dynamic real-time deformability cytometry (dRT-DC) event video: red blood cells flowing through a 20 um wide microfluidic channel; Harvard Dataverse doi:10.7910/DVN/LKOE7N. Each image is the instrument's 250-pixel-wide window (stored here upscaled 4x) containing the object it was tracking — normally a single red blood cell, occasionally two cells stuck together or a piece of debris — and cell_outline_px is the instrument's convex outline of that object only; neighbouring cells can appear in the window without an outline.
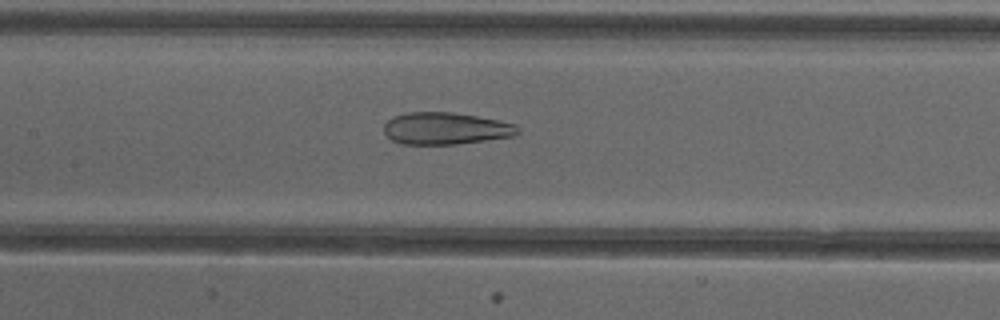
{"species": "common noctule bat (a hibernating species)", "species_latin": "Nyctalus noctula", "temperature_condition": "cold", "stored_images_in_passage": 50, "camera_frame_rate_fps": 3000, "um_per_image_px": 0.085, "animal": {"sex": "female"}, "frame": {"image": 1, "passage_image": 23, "time_ms": 7.333, "image_size_px": [1000, 320], "cell_outline_px": [[520, 132], [512, 136], [456, 144], [404, 144], [392, 140], [384, 132], [384, 124], [392, 116], [408, 112], [452, 112], [476, 116], [516, 124], [520, 128]], "centroid_in_image_um": [37.86, 10.91], "position_along_channel_um": 169.5, "area_um2": 24.85}}
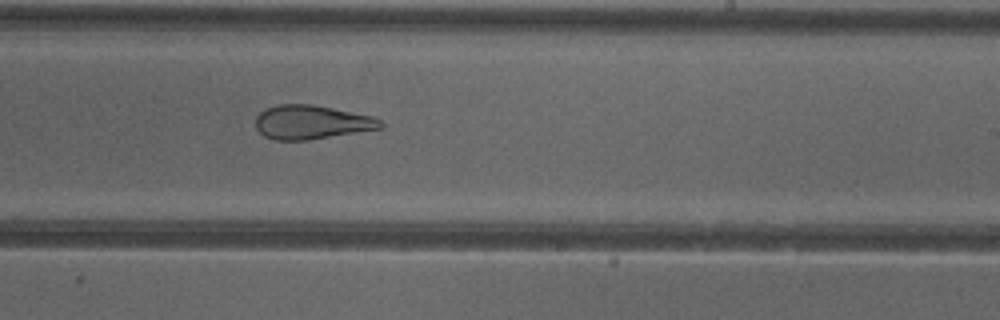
{"frame": {"image": 2, "passage_image": 30, "time_ms": 9.667, "image_size_px": [1000, 320], "cell_outline_px": [[384, 128], [308, 140], [276, 140], [264, 136], [256, 128], [256, 116], [264, 108], [276, 104], [312, 104], [372, 116], [380, 120], [384, 124]], "centroid_in_image_um": [26.47, 10.38], "position_along_channel_um": 262.5, "area_um2": 24.8}}
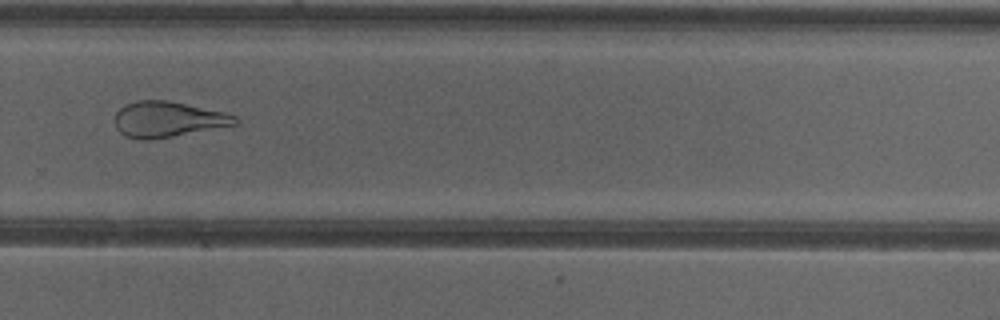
{"frame": {"image": 3, "passage_image": 34, "time_ms": 11.0, "image_size_px": [1000, 320], "cell_outline_px": [[240, 120], [236, 124], [148, 140], [140, 140], [124, 136], [116, 128], [116, 112], [124, 104], [136, 100], [168, 100], [224, 112], [236, 116]], "centroid_in_image_um": [14.22, 10.13], "position_along_channel_um": 315.6, "area_um2": 24.74}}